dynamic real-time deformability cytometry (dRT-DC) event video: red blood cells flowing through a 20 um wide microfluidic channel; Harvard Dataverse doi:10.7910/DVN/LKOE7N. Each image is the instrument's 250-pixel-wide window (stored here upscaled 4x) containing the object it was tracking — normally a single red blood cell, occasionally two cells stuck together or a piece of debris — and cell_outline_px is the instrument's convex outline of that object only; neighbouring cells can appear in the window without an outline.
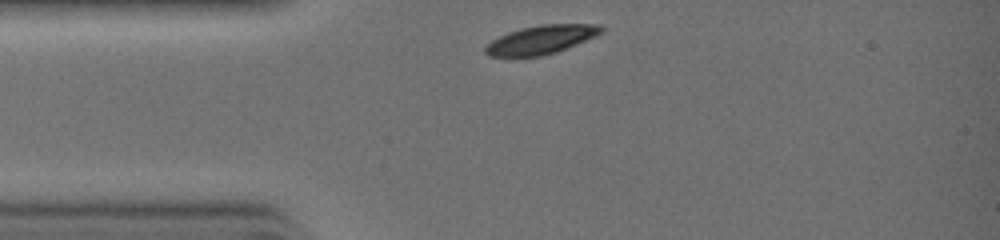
{"species": "common noctule bat (a hibernating species)", "species_latin": "Nyctalus noctula", "temperature_condition": "warm", "stored_images_in_passage": 21, "camera_frame_rate_fps": 3000, "um_per_image_px": 0.085, "animal": {"sex": "female", "body_mass_g": 19.0, "forearm_length_mm": 51.5}, "frame": {"image": 1, "passage_image": 1, "time_ms": 0.0, "image_size_px": [1000, 240], "cell_outline_px": [[604, 32], [596, 36], [556, 52], [540, 56], [488, 56], [484, 52], [484, 48], [492, 40], [508, 32], [520, 28], [540, 24], [600, 24], [604, 28]], "centroid_in_image_um": [46.02, 3.36], "position_along_channel_um": 39.0, "area_um2": 19.31}}
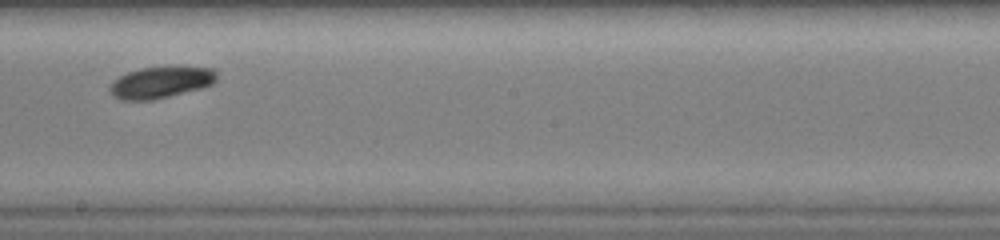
{"frame": {"image": 2, "passage_image": 12, "time_ms": 3.667, "image_size_px": [1000, 240], "cell_outline_px": [[216, 80], [212, 84], [204, 88], [152, 100], [120, 100], [112, 96], [108, 92], [108, 88], [112, 80], [128, 72], [140, 68], [172, 64], [180, 64], [216, 68]], "centroid_in_image_um": [13.7, 6.95], "position_along_channel_um": 234.5, "area_um2": 20.75}}
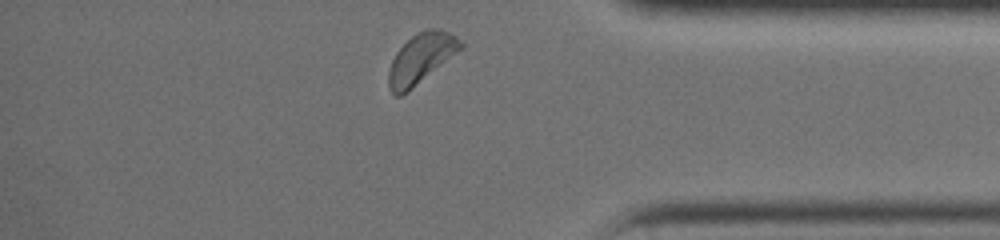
{"frame": {"image": 3, "passage_image": 21, "time_ms": 6.667, "image_size_px": [1000, 240], "cell_outline_px": [[464, 44], [460, 48], [408, 92], [400, 96], [396, 96], [388, 88], [388, 72], [392, 60], [396, 52], [412, 36], [428, 28], [440, 28], [456, 36]], "centroid_in_image_um": [35.74, 4.97], "position_along_channel_um": 399.5, "area_um2": 20.4}}